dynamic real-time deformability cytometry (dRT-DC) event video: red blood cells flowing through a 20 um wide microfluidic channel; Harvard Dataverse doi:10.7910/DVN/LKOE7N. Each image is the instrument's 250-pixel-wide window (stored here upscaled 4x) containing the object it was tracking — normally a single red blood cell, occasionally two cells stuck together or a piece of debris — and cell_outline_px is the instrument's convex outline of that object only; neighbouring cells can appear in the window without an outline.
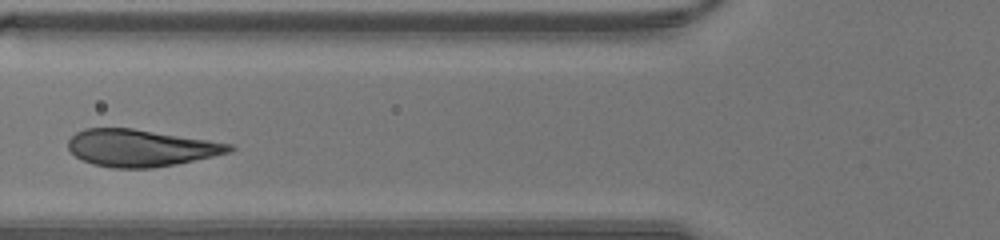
{"species": "human", "species_latin": "Homo sapiens", "temperature_condition": "warm", "stored_images_in_passage": 26, "segment_of_instrument_passage": [2, 2], "camera_frame_rate_fps": 3000, "um_per_image_px": 0.085, "donor": {"sex": "male"}, "frame": {"image": 1, "passage_image": 8, "time_ms": 2.333, "image_size_px": [1000, 240], "cell_outline_px": [[236, 148], [228, 152], [212, 156], [176, 164], [152, 168], [112, 168], [92, 164], [76, 156], [68, 148], [68, 140], [76, 132], [84, 128], [132, 128], [208, 140], [232, 144]], "centroid_in_image_um": [11.93, 12.57], "position_along_channel_um": 113.9, "area_um2": 34.51}}
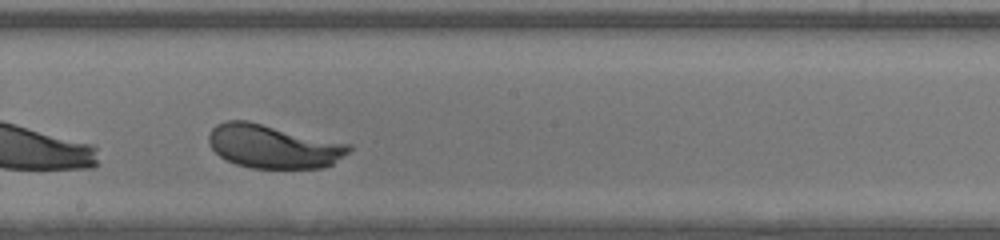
{"frame": {"image": 2, "passage_image": 15, "time_ms": 4.667, "image_size_px": [1000, 240], "cell_outline_px": [[352, 148], [348, 152], [332, 164], [324, 168], [252, 168], [236, 164], [220, 156], [212, 148], [208, 140], [208, 136], [212, 128], [216, 124], [228, 120], [248, 120], [352, 144]], "centroid_in_image_um": [23.23, 12.43], "position_along_channel_um": 225.0, "area_um2": 35.66}}
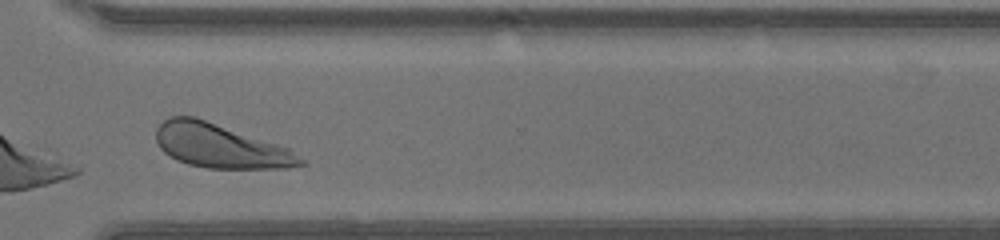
{"frame": {"image": 3, "passage_image": 23, "time_ms": 7.333, "image_size_px": [1000, 240], "cell_outline_px": [[308, 164], [288, 168], [208, 168], [188, 164], [176, 160], [164, 152], [160, 148], [156, 140], [156, 128], [164, 120], [172, 116], [192, 116], [288, 148], [304, 160]], "centroid_in_image_um": [18.7, 12.43], "position_along_channel_um": 351.9, "area_um2": 36.36}}